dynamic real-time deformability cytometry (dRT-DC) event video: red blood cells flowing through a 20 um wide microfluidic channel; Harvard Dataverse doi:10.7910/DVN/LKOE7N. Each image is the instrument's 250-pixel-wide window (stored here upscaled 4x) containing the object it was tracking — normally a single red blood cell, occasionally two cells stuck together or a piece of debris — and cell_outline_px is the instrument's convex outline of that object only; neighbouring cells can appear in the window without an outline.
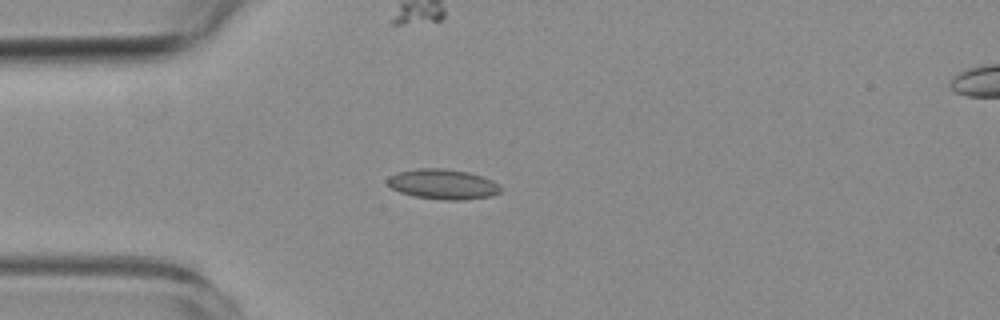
{"species": "common noctule bat (a hibernating species)", "species_latin": "Nyctalus noctula", "temperature_condition": "room temperature", "stored_images_in_passage": 10, "camera_frame_rate_fps": 3000, "um_per_image_px": 0.085, "animal": {"sex": "female", "body_mass_g": 19.3, "forearm_length_mm": 54.1}, "frame": {"image": 1, "passage_image": 4, "time_ms": 4.333, "image_size_px": [1000, 320], "cell_outline_px": [[500, 192], [492, 196], [464, 200], [444, 200], [416, 196], [400, 192], [392, 188], [384, 180], [388, 176], [396, 172], [416, 168], [444, 168], [468, 172], [492, 180], [500, 188]], "centroid_in_image_um": [37.59, 15.65], "position_along_channel_um": 47.4, "area_um2": 19.88}}
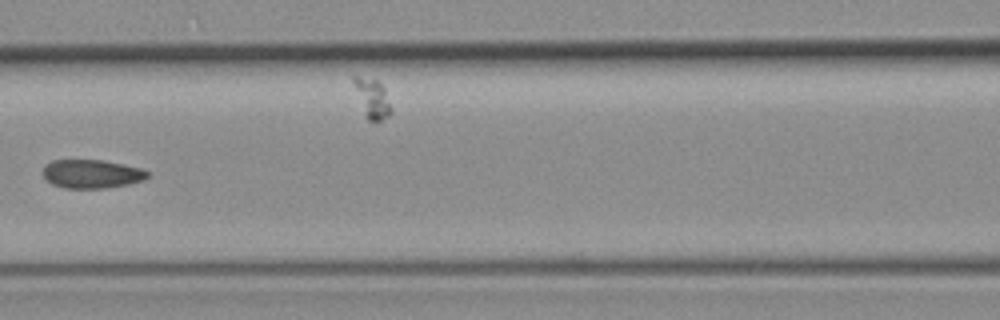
{"frame": {"image": 2, "passage_image": 7, "time_ms": 7.667, "image_size_px": [1000, 320], "cell_outline_px": [[152, 172], [144, 180], [128, 184], [104, 188], [64, 188], [52, 184], [44, 176], [44, 168], [52, 160], [104, 160], [124, 164], [140, 168]], "centroid_in_image_um": [7.85, 14.78], "position_along_channel_um": 158.8, "area_um2": 17.4}}